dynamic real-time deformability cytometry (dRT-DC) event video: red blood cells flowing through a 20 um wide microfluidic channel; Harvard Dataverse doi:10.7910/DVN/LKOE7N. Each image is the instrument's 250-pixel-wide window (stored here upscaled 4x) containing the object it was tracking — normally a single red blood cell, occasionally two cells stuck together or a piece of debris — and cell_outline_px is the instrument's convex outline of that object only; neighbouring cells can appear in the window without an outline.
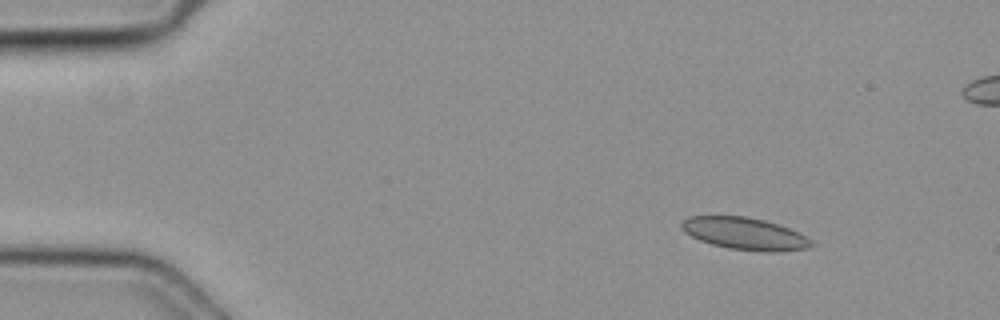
{"species": "common noctule bat (a hibernating species)", "species_latin": "Nyctalus noctula", "temperature_condition": "cold", "stored_images_in_passage": 17, "camera_frame_rate_fps": 3000, "um_per_image_px": 0.085, "animal": {"sex": "female", "body_mass_g": 19.3, "forearm_length_mm": 54.1}, "frame": {"image": 1, "passage_image": 8, "time_ms": 2.333, "image_size_px": [1000, 320], "cell_outline_px": [[816, 244], [808, 248], [772, 252], [764, 252], [728, 248], [712, 244], [700, 240], [684, 232], [680, 228], [680, 224], [688, 216], [748, 216], [764, 220], [788, 228], [812, 240]], "centroid_in_image_um": [63.28, 19.86], "position_along_channel_um": 21.7, "area_um2": 24.22}}